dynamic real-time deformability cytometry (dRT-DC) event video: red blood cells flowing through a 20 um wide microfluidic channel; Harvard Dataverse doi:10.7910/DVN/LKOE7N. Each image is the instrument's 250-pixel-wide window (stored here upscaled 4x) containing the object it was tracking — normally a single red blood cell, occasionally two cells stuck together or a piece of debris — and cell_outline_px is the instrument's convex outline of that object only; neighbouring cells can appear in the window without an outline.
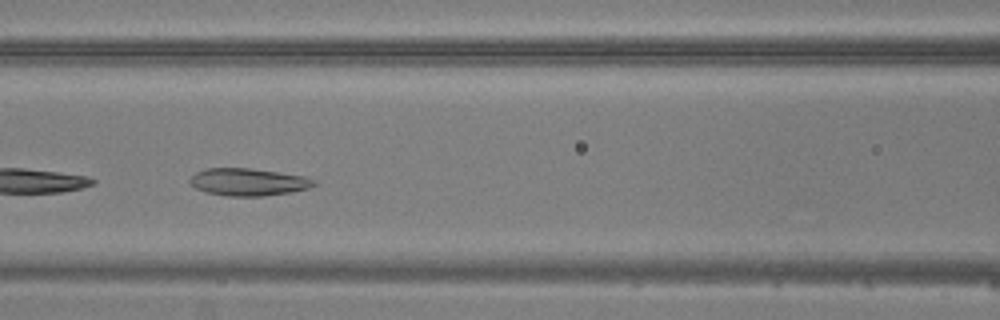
{"species": "common noctule bat (a hibernating species)", "species_latin": "Nyctalus noctula", "temperature_condition": "warm", "stored_images_in_passage": 5, "camera_frame_rate_fps": 3000, "um_per_image_px": 0.085, "animal": {"sex": "male", "body_mass_g": 20.5, "forearm_length_mm": 52.5}, "frame": {"image": 1, "passage_image": 5, "time_ms": 5.0, "image_size_px": [1000, 320], "cell_outline_px": [[316, 184], [308, 188], [292, 192], [264, 196], [228, 196], [208, 192], [196, 188], [188, 184], [188, 180], [196, 172], [208, 168], [248, 168], [304, 176], [316, 180]], "centroid_in_image_um": [21.09, 15.47], "position_along_channel_um": 145.5, "area_um2": 19.71}}